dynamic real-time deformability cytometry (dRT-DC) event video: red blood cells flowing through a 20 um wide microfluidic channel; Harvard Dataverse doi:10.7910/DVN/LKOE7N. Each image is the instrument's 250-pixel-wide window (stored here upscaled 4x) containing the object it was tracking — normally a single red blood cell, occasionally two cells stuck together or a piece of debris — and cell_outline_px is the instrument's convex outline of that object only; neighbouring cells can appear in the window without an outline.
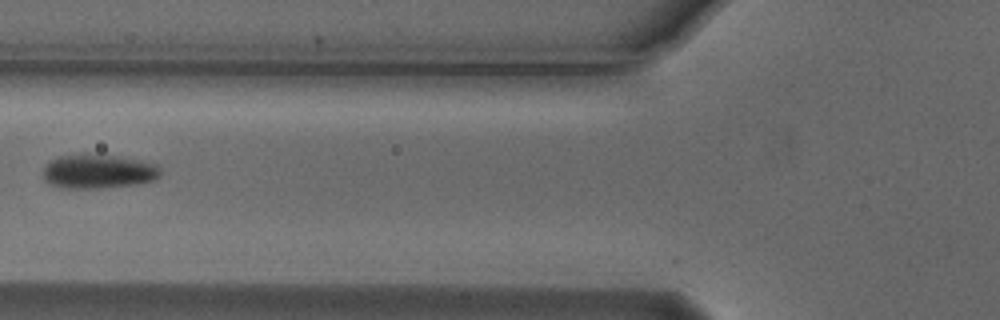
{"species": "Egyptian fruit bat (a non-hibernating species)", "species_latin": "Rousettus aegyptiacus", "temperature_condition": "cold", "stored_images_in_passage": 3, "camera_frame_rate_fps": 3000, "um_per_image_px": 0.085, "animal": {"sex": "male"}, "frame": {"image": 1, "passage_image": 3, "time_ms": 0.667, "image_size_px": [1000, 320], "cell_outline_px": [[160, 176], [152, 180], [136, 184], [100, 188], [60, 188], [48, 184], [44, 180], [40, 172], [44, 164], [48, 160], [60, 156], [104, 152], [156, 164], [160, 168]], "centroid_in_image_um": [8.27, 14.54], "position_along_channel_um": 117.5, "area_um2": 24.16}}